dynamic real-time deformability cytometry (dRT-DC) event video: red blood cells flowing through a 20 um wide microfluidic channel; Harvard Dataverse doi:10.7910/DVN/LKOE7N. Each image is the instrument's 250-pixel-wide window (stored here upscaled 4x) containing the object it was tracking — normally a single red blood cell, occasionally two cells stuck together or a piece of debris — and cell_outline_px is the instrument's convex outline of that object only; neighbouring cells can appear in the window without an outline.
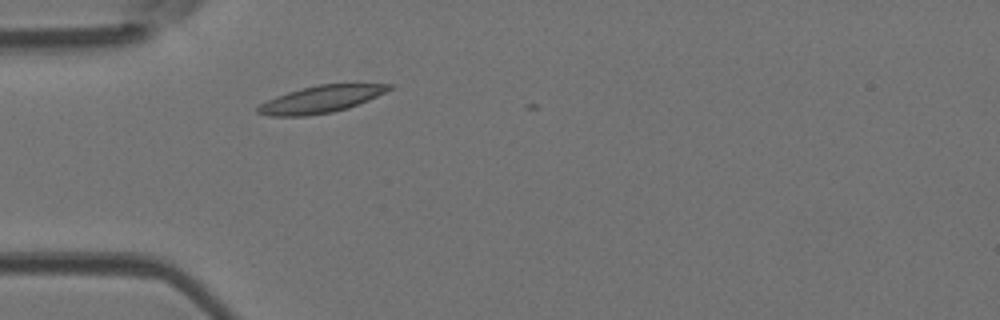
{"species": "Egyptian fruit bat (a non-hibernating species)", "species_latin": "Rousettus aegyptiacus", "temperature_condition": "room temperature", "stored_images_in_passage": 1, "camera_frame_rate_fps": 3000, "um_per_image_px": 0.085, "animal": {"sex": "female"}, "frame": {"image": 1, "passage_image": 1, "time_ms": 0.0, "image_size_px": [1000, 320], "cell_outline_px": [[396, 88], [368, 100], [348, 108], [332, 112], [308, 116], [268, 116], [256, 112], [256, 108], [260, 104], [276, 96], [300, 88], [320, 84], [396, 84]], "centroid_in_image_um": [27.31, 8.43], "position_along_channel_um": 57.7, "area_um2": 20.81}}